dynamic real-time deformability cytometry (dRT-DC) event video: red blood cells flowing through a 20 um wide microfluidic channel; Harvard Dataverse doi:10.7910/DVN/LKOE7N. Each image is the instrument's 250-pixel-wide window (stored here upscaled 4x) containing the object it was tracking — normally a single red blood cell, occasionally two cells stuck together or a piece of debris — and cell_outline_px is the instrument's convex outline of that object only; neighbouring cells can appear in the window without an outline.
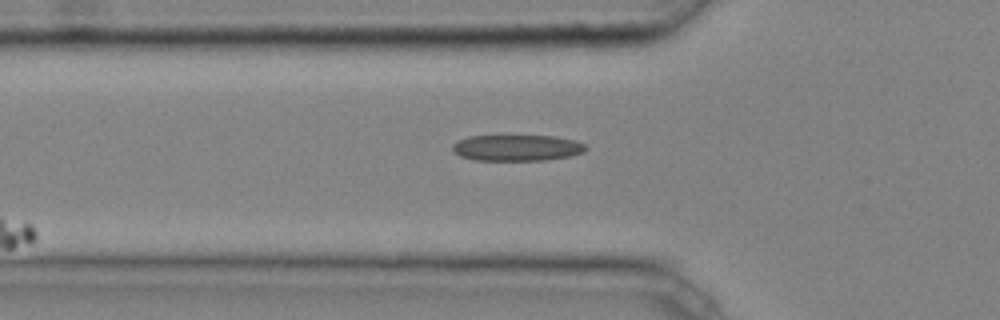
{"species": "common noctule bat (a hibernating species)", "species_latin": "Nyctalus noctula", "temperature_condition": "cold", "stored_images_in_passage": 5, "camera_frame_rate_fps": 3000, "um_per_image_px": 0.085, "animal": {"sex": "male", "body_mass_g": 20.4}, "frame": {"image": 1, "passage_image": 5, "time_ms": 1.333, "image_size_px": [1000, 320], "cell_outline_px": [[588, 148], [584, 152], [572, 156], [548, 160], [476, 160], [460, 156], [452, 148], [452, 144], [456, 140], [468, 136], [556, 136], [576, 140], [584, 144]], "centroid_in_image_um": [43.97, 12.56], "position_along_channel_um": 81.8, "area_um2": 20.46}}